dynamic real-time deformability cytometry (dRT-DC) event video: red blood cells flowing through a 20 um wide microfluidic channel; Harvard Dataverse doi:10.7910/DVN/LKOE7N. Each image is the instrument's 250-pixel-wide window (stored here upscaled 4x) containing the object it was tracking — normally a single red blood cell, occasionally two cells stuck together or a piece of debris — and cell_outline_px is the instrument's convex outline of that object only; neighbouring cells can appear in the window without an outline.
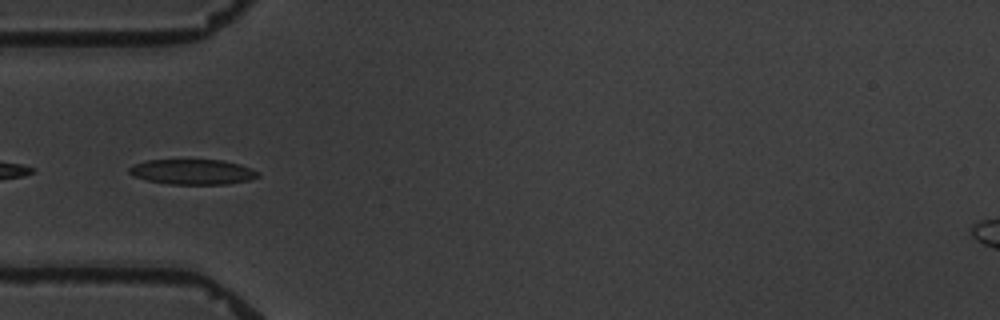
{"species": "common noctule bat (a hibernating species)", "species_latin": "Nyctalus noctula", "temperature_condition": "warm", "stored_images_in_passage": 7, "camera_frame_rate_fps": 3000, "um_per_image_px": 0.085, "animal": {"sex": "male", "body_mass_g": 19.5, "forearm_length_mm": 54.6}, "frame": {"image": 1, "passage_image": 5, "time_ms": 5.0, "image_size_px": [1000, 320], "cell_outline_px": [[260, 176], [248, 180], [228, 184], [168, 184], [148, 180], [132, 176], [128, 172], [128, 168], [136, 164], [148, 160], [224, 160], [240, 164], [260, 172]], "centroid_in_image_um": [16.39, 14.61], "position_along_channel_um": 68.6, "area_um2": 18.9}}
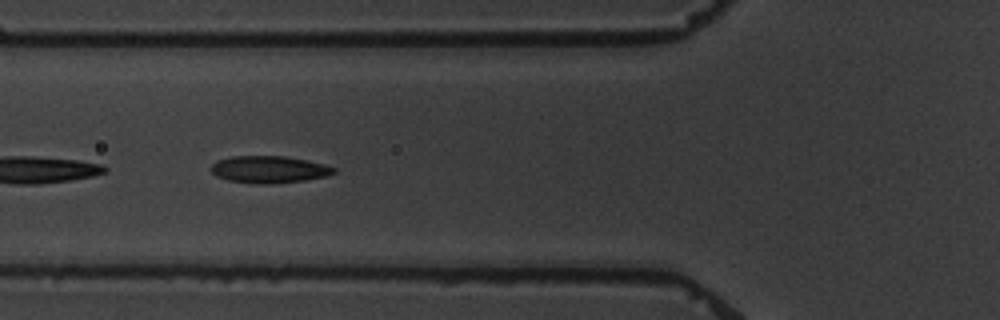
{"frame": {"image": 2, "passage_image": 6, "time_ms": 6.0, "image_size_px": [1000, 320], "cell_outline_px": [[336, 172], [328, 176], [304, 180], [264, 184], [260, 184], [228, 180], [216, 176], [208, 168], [216, 160], [228, 156], [284, 156], [308, 160], [324, 164], [336, 168]], "centroid_in_image_um": [22.84, 14.39], "position_along_channel_um": 103.0, "area_um2": 19.48}}